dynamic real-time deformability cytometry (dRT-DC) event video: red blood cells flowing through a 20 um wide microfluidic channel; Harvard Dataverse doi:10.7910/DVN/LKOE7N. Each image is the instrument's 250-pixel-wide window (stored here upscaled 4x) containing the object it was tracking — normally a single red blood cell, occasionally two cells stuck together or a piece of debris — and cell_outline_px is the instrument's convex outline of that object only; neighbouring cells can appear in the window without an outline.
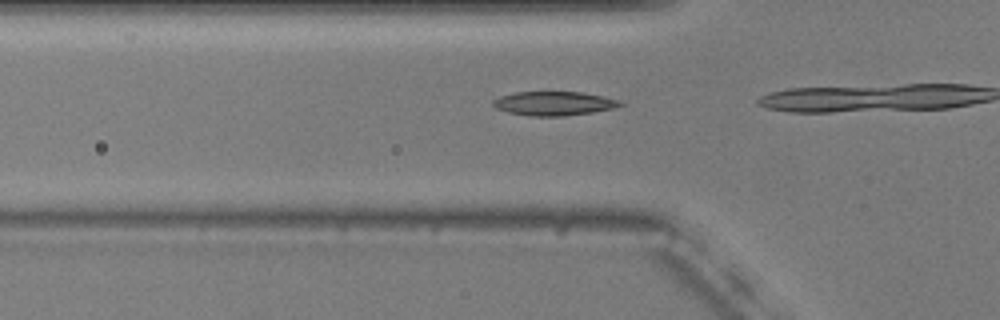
{"species": "common noctule bat (a hibernating species)", "species_latin": "Nyctalus noctula", "temperature_condition": "warm", "stored_images_in_passage": 14, "camera_frame_rate_fps": 3000, "um_per_image_px": 0.085, "animal": {"sex": "male", "body_mass_g": 20.5, "forearm_length_mm": 52.5}, "frame": {"image": 1, "passage_image": 12, "time_ms": 3.667, "image_size_px": [1000, 320], "cell_outline_px": [[624, 104], [612, 108], [592, 112], [564, 116], [532, 116], [508, 112], [496, 108], [492, 104], [492, 100], [500, 96], [512, 92], [580, 92], [620, 100]], "centroid_in_image_um": [47.03, 8.79], "position_along_channel_um": 78.8, "area_um2": 17.63}}